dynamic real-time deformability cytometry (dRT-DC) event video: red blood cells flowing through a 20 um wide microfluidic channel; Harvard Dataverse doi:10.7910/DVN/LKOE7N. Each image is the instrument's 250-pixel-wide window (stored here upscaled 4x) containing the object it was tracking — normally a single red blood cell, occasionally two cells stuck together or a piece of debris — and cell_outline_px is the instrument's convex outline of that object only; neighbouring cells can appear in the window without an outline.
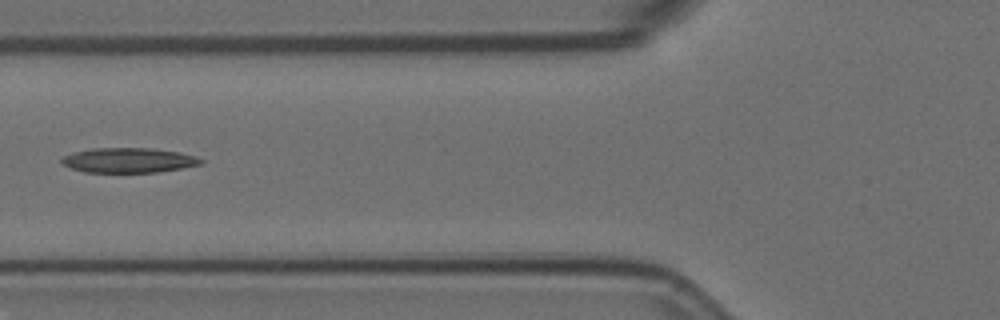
{"species": "Egyptian fruit bat (a non-hibernating species)", "species_latin": "Rousettus aegyptiacus", "temperature_condition": "room temperature", "stored_images_in_passage": 5, "camera_frame_rate_fps": 3000, "um_per_image_px": 0.085, "animal": {"sex": "female"}, "frame": {"image": 1, "passage_image": 5, "time_ms": 1.333, "image_size_px": [1000, 320], "cell_outline_px": [[204, 164], [156, 172], [84, 172], [72, 168], [64, 164], [60, 160], [64, 156], [72, 152], [92, 148], [152, 148], [180, 152], [196, 156], [204, 160]], "centroid_in_image_um": [10.96, 13.61], "position_along_channel_um": 114.8, "area_um2": 20.17}}